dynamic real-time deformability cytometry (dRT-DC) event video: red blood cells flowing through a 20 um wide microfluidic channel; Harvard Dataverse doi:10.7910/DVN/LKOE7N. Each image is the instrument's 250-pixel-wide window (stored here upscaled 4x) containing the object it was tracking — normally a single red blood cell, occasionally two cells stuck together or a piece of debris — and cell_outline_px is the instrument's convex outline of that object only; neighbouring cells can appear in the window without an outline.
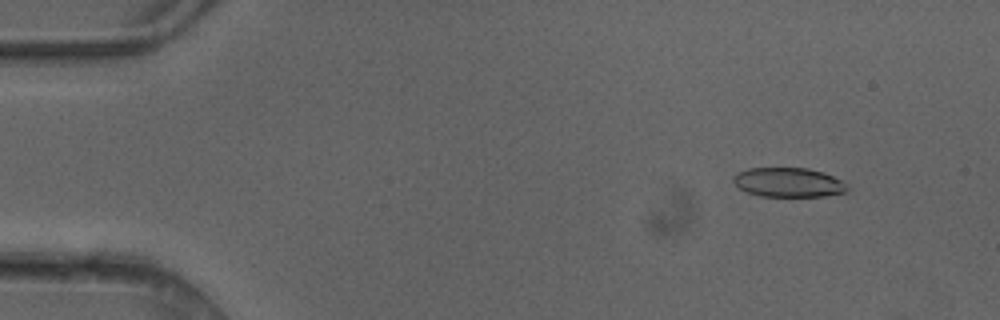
{"species": "common noctule bat (a hibernating species)", "species_latin": "Nyctalus noctula", "temperature_condition": "cold", "stored_images_in_passage": 6, "camera_frame_rate_fps": 3000, "um_per_image_px": 0.085, "animal": {"sex": "female"}, "frame": {"image": 1, "passage_image": 2, "time_ms": 0.333, "image_size_px": [1000, 320], "cell_outline_px": [[848, 188], [844, 192], [824, 196], [760, 196], [748, 192], [740, 188], [732, 180], [732, 176], [736, 172], [748, 168], [808, 168], [824, 172], [848, 184]], "centroid_in_image_um": [67.0, 15.49], "position_along_channel_um": 18.0, "area_um2": 19.48}}
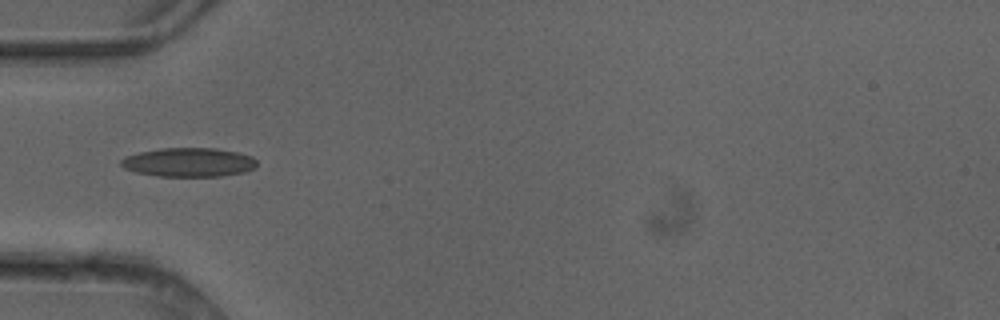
{"frame": {"image": 2, "passage_image": 5, "time_ms": 1.333, "image_size_px": [1000, 320], "cell_outline_px": [[256, 168], [244, 172], [224, 176], [156, 176], [136, 172], [124, 168], [120, 164], [120, 160], [124, 156], [140, 152], [160, 148], [216, 148], [236, 152], [252, 156], [256, 160]], "centroid_in_image_um": [16.04, 13.79], "position_along_channel_um": 69.0, "area_um2": 23.06}}
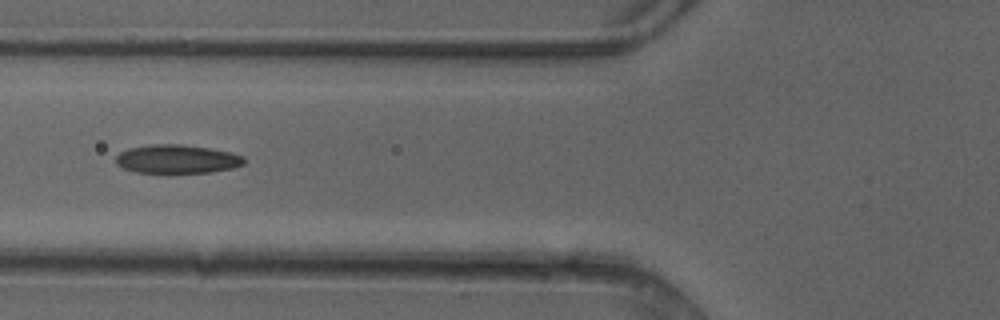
{"frame": {"image": 3, "passage_image": 6, "time_ms": 1.667, "image_size_px": [1000, 320], "cell_outline_px": [[244, 164], [232, 168], [212, 172], [172, 176], [136, 172], [124, 168], [116, 164], [116, 156], [120, 152], [128, 148], [152, 144], [180, 144], [208, 148], [228, 152], [244, 156]], "centroid_in_image_um": [15.01, 13.57], "position_along_channel_um": 110.8, "area_um2": 22.25}}